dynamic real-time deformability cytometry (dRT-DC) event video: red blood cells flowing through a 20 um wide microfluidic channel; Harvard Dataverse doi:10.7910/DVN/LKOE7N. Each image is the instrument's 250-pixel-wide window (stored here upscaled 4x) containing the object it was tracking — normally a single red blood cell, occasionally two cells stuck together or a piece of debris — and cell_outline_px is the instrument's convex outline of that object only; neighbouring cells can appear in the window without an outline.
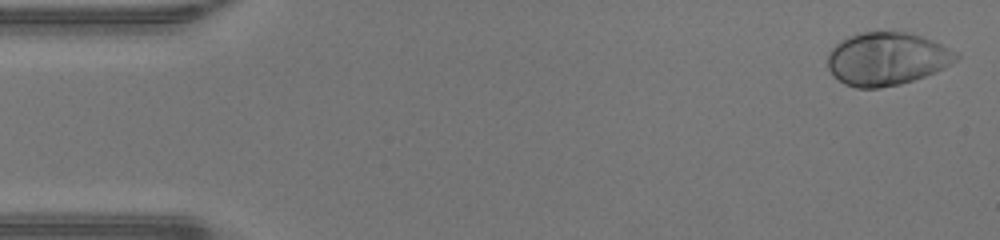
{"species": "human", "species_latin": "Homo sapiens", "temperature_condition": "warm", "stored_images_in_passage": 47, "camera_frame_rate_fps": 3000, "um_per_image_px": 0.085, "donor": {"sex": "male"}, "frame": {"image": 1, "passage_image": 1, "time_ms": 0.0, "image_size_px": [1000, 240], "cell_outline_px": [[960, 56], [956, 60], [944, 68], [936, 72], [900, 84], [880, 88], [856, 88], [844, 84], [832, 76], [828, 68], [828, 52], [840, 40], [848, 36], [860, 32], [904, 32], [920, 36], [932, 40], [956, 52]], "centroid_in_image_um": [75.34, 5.01], "position_along_channel_um": 9.7, "area_um2": 39.65}}
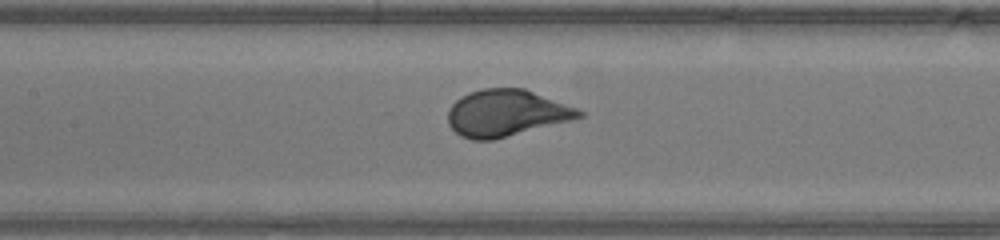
{"frame": {"image": 2, "passage_image": 21, "time_ms": 6.667, "image_size_px": [1000, 240], "cell_outline_px": [[584, 116], [572, 120], [492, 140], [472, 140], [460, 136], [448, 124], [448, 108], [460, 96], [468, 92], [480, 88], [524, 88], [576, 108], [584, 112]], "centroid_in_image_um": [42.99, 9.6], "position_along_channel_um": 164.4, "area_um2": 35.6}}
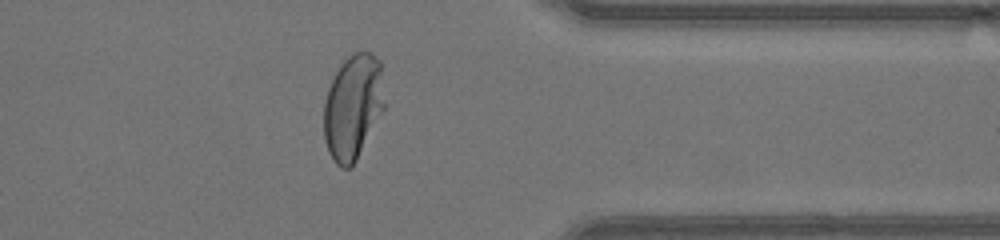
{"frame": {"image": 3, "passage_image": 37, "time_ms": 12.0, "image_size_px": [1000, 240], "cell_outline_px": [[384, 108], [352, 168], [344, 168], [336, 164], [332, 160], [328, 152], [324, 140], [324, 100], [328, 88], [340, 64], [352, 52], [360, 48], [364, 48], [372, 52], [380, 60], [384, 104]], "centroid_in_image_um": [29.98, 9.05], "position_along_channel_um": 381.4, "area_um2": 37.51}, "authors_computed_cell_mechanics": {"area_um2": 36.6452, "velocity_mm_per_s": 4.3105, "shape_relaxation_time_tau1_ms": 2.2132, "shape_relaxation_time_tau2_ms": null, "deformation_change_tau1": 0.1985, "deformation_change_tau2": null}}